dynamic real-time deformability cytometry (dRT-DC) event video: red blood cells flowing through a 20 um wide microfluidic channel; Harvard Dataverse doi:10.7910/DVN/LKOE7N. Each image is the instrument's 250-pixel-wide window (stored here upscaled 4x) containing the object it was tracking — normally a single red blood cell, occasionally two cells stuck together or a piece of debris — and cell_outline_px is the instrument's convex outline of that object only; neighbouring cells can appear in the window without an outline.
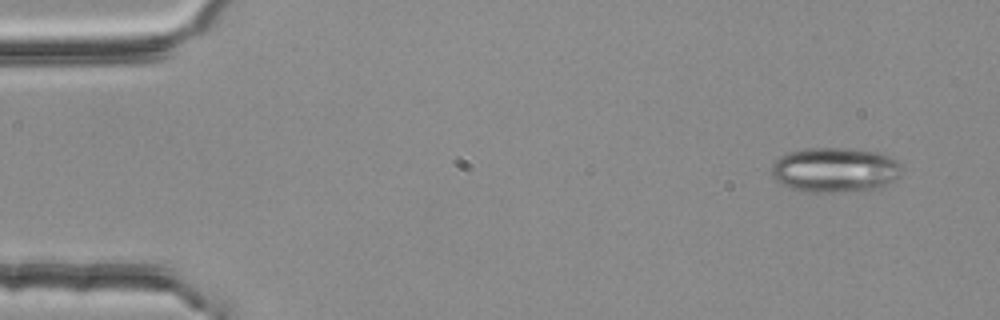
{"species": "common noctule bat (a hibernating species)", "species_latin": "Nyctalus noctula", "temperature_condition": "room temperature", "stored_images_in_passage": 4, "camera_frame_rate_fps": 3000, "um_per_image_px": 0.085, "animal": {"sex": "female", "body_mass_g": 25.1}, "frame": {"image": 1, "passage_image": 1, "time_ms": 0.0, "image_size_px": [1000, 320], "cell_outline_px": [[900, 176], [888, 184], [876, 188], [844, 192], [804, 192], [780, 184], [772, 176], [772, 164], [780, 156], [788, 152], [804, 148], [848, 148], [876, 152], [888, 156], [896, 160], [900, 164]], "centroid_in_image_um": [70.94, 14.44], "position_along_channel_um": 14.1, "area_um2": 34.1}}